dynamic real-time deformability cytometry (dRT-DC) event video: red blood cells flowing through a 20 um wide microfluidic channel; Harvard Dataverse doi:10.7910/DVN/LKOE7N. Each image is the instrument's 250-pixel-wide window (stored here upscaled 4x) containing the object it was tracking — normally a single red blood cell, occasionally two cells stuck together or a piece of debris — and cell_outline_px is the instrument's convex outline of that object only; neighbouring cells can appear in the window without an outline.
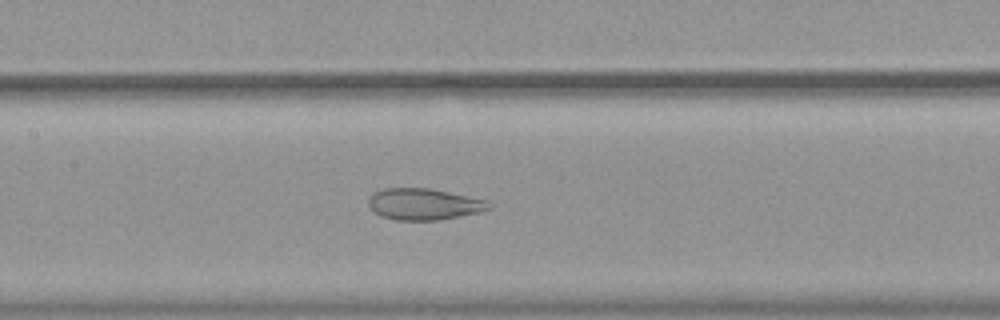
{"species": "common noctule bat (a hibernating species)", "species_latin": "Nyctalus noctula", "temperature_condition": "warm", "stored_images_in_passage": 49, "camera_frame_rate_fps": 3000, "um_per_image_px": 0.085, "animal": {"sex": "female", "body_mass_g": 19.9}, "frame": {"image": 1, "passage_image": 26, "time_ms": 8.333, "image_size_px": [1000, 320], "cell_outline_px": [[492, 208], [480, 212], [440, 220], [396, 220], [380, 216], [368, 204], [368, 200], [376, 192], [384, 188], [428, 188], [448, 192], [484, 200], [492, 204]], "centroid_in_image_um": [36.04, 17.36], "position_along_channel_um": 171.4, "area_um2": 21.79}}
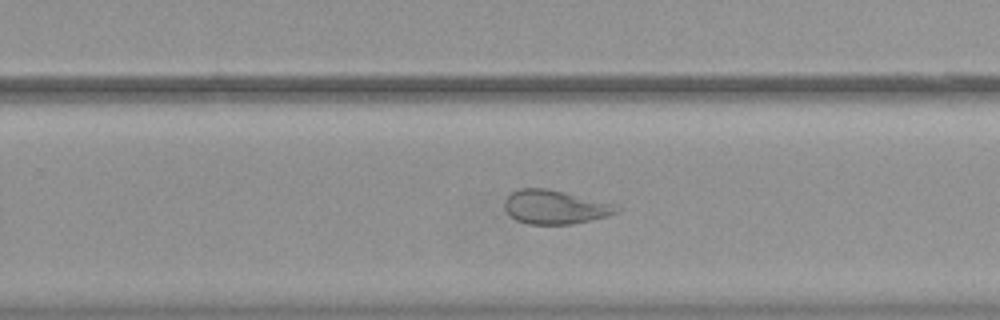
{"frame": {"image": 2, "passage_image": 35, "time_ms": 11.333, "image_size_px": [1000, 320], "cell_outline_px": [[620, 212], [608, 216], [572, 224], [528, 224], [516, 220], [504, 208], [504, 200], [512, 192], [520, 188], [548, 188], [612, 204], [620, 208]], "centroid_in_image_um": [47.15, 17.6], "position_along_channel_um": 282.6, "area_um2": 21.91}}
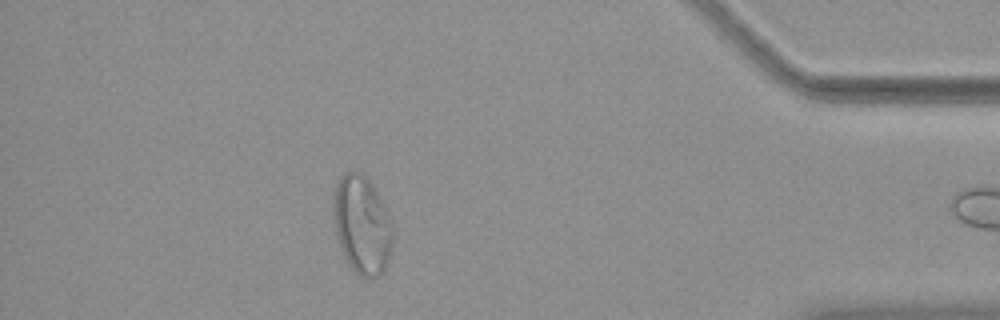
{"frame": {"image": 3, "passage_image": 48, "time_ms": 15.667, "image_size_px": [1000, 320], "cell_outline_px": [[392, 248], [388, 260], [384, 268], [376, 276], [360, 276], [352, 272], [340, 248], [336, 232], [332, 208], [336, 180], [348, 172], [360, 172], [372, 184], [392, 220]], "centroid_in_image_um": [30.75, 19.11], "position_along_channel_um": 404.4, "area_um2": 33.87}}